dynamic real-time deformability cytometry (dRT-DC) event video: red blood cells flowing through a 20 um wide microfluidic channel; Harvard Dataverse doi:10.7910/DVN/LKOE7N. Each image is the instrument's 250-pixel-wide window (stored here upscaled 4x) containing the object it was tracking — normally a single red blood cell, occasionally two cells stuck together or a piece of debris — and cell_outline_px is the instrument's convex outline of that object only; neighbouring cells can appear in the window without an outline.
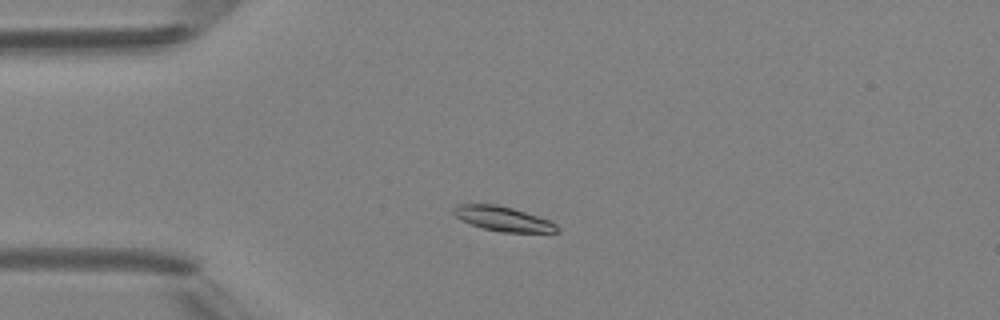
{"species": "Egyptian fruit bat (a non-hibernating species)", "species_latin": "Rousettus aegyptiacus", "temperature_condition": "room temperature", "stored_images_in_passage": 6, "camera_frame_rate_fps": 3000, "um_per_image_px": 0.085, "animal": {"sex": "female"}, "frame": {"image": 1, "passage_image": 3, "time_ms": 2.333, "image_size_px": [1000, 320], "cell_outline_px": [[560, 232], [500, 232], [484, 228], [472, 224], [456, 216], [452, 212], [452, 208], [460, 204], [496, 204], [512, 208], [548, 220], [556, 224], [560, 228]], "centroid_in_image_um": [42.77, 18.6], "position_along_channel_um": 42.2, "area_um2": 14.57}}
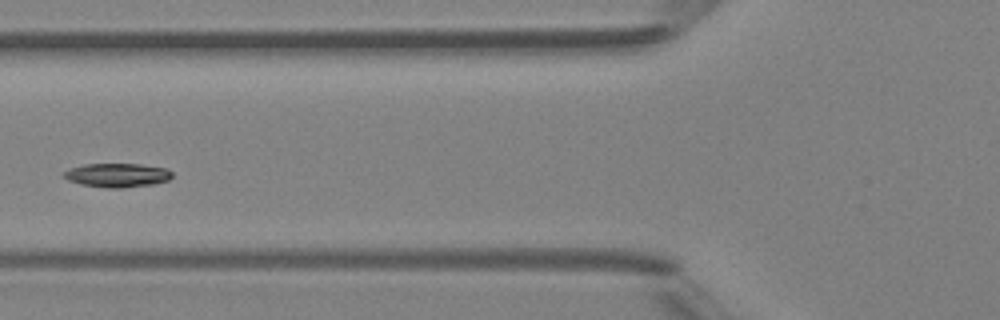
{"frame": {"image": 2, "passage_image": 5, "time_ms": 4.667, "image_size_px": [1000, 320], "cell_outline_px": [[172, 176], [168, 180], [152, 184], [120, 188], [108, 188], [80, 184], [68, 180], [64, 176], [64, 172], [68, 168], [84, 164], [140, 164], [168, 168], [172, 172]], "centroid_in_image_um": [9.96, 14.88], "position_along_channel_um": 115.8, "area_um2": 15.09}}
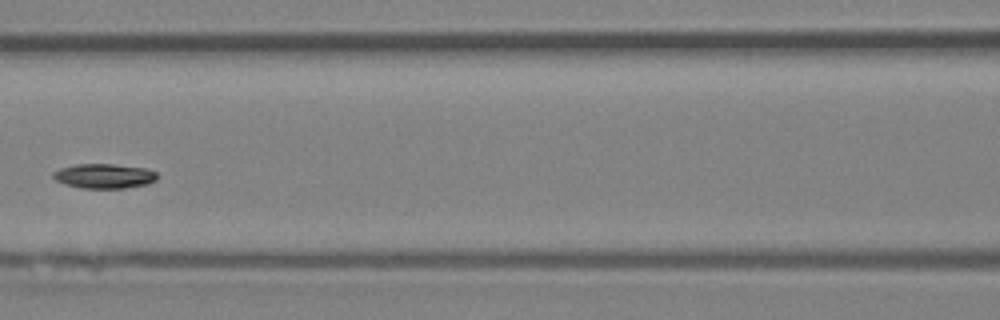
{"frame": {"image": 3, "passage_image": 6, "time_ms": 5.667, "image_size_px": [1000, 320], "cell_outline_px": [[156, 180], [148, 184], [124, 188], [80, 188], [64, 184], [56, 180], [52, 176], [52, 172], [60, 168], [76, 164], [112, 164], [148, 168], [156, 172]], "centroid_in_image_um": [8.85, 14.96], "position_along_channel_um": 157.8, "area_um2": 15.03}}